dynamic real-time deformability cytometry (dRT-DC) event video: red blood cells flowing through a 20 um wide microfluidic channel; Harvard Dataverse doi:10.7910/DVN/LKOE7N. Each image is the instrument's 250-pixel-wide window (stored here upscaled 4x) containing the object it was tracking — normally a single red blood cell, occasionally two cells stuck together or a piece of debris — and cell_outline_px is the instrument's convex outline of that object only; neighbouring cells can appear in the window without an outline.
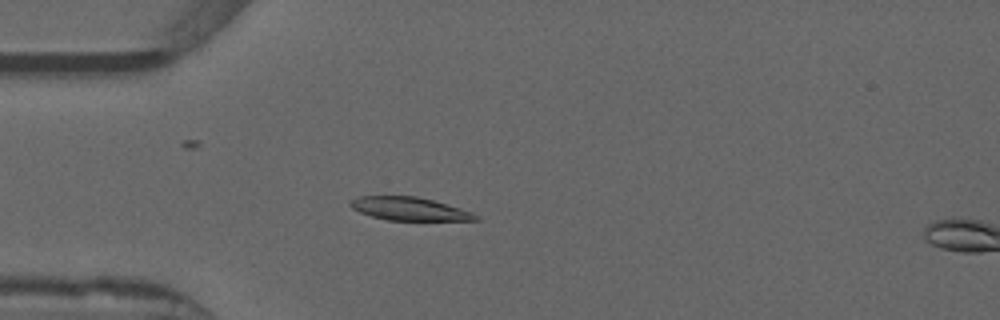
{"species": "common noctule bat (a hibernating species)", "species_latin": "Nyctalus noctula", "temperature_condition": "warm", "stored_images_in_passage": 17, "camera_frame_rate_fps": 3000, "um_per_image_px": 0.085, "animal": {"sex": "male", "forearm_length_mm": 52.5}, "frame": {"image": 1, "passage_image": 15, "time_ms": 4.667, "image_size_px": [1000, 320], "cell_outline_px": [[480, 220], [388, 220], [372, 216], [360, 212], [352, 208], [348, 204], [352, 200], [360, 196], [416, 196], [432, 200], [460, 208], [472, 212], [480, 216]], "centroid_in_image_um": [34.81, 17.75], "position_along_channel_um": 50.2, "area_um2": 16.76}}